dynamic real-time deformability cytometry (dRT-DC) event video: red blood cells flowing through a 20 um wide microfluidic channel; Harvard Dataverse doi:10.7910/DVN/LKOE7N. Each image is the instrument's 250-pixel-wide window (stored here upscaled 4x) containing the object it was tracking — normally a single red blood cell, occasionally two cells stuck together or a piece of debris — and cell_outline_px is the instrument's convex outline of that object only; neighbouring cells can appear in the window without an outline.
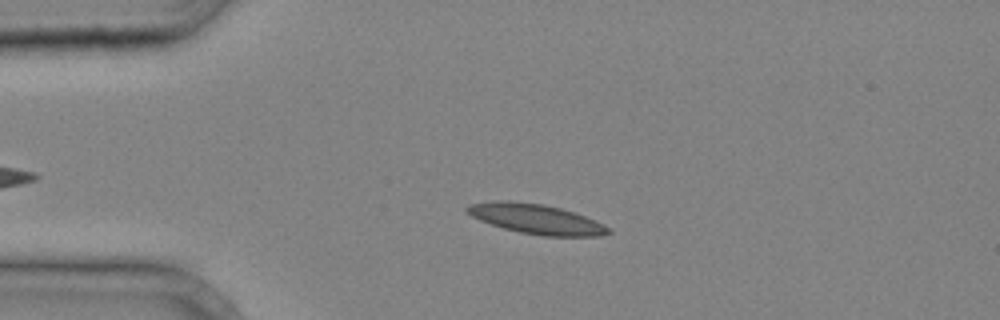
{"species": "common noctule bat (a hibernating species)", "species_latin": "Nyctalus noctula", "temperature_condition": "cold", "stored_images_in_passage": 37, "camera_frame_rate_fps": 3000, "um_per_image_px": 0.085, "animal": {"sex": "male", "body_mass_g": 20.4}, "frame": {"image": 1, "passage_image": 8, "time_ms": 2.333, "image_size_px": [1000, 320], "cell_outline_px": [[612, 232], [600, 236], [544, 236], [520, 232], [504, 228], [480, 220], [472, 216], [464, 208], [468, 204], [492, 200], [508, 200], [544, 204], [560, 208], [584, 216], [604, 224]], "centroid_in_image_um": [45.54, 18.6], "position_along_channel_um": 39.5, "area_um2": 24.45}}
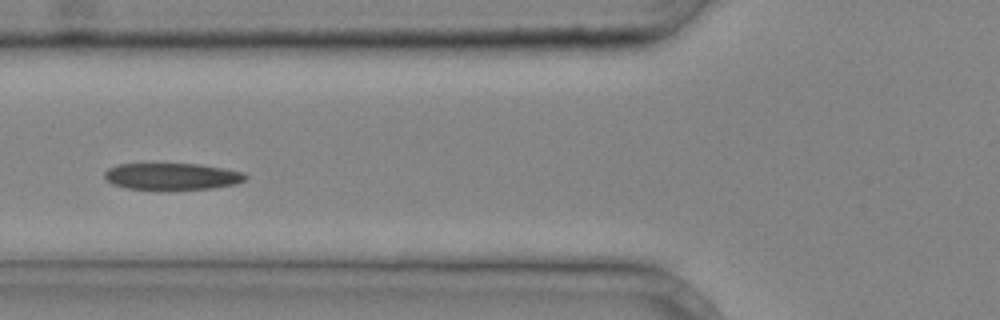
{"frame": {"image": 2, "passage_image": 14, "time_ms": 4.333, "image_size_px": [1000, 320], "cell_outline_px": [[248, 176], [244, 180], [236, 184], [212, 188], [168, 192], [160, 192], [128, 188], [112, 184], [104, 176], [104, 172], [108, 168], [120, 164], [200, 164], [224, 168], [244, 172]], "centroid_in_image_um": [14.63, 15.03], "position_along_channel_um": 111.2, "area_um2": 22.77}}
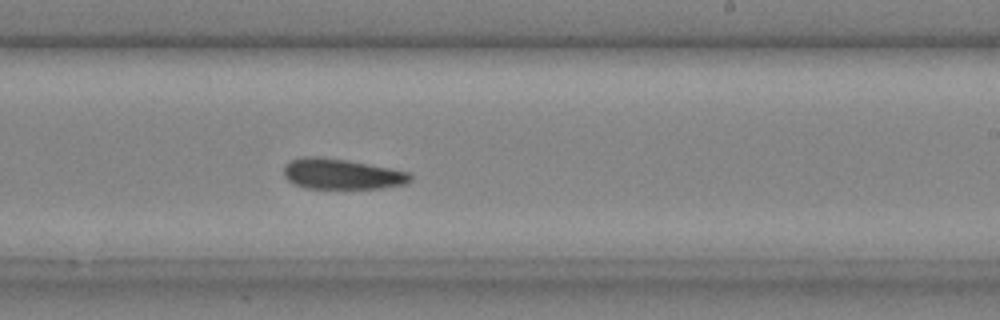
{"frame": {"image": 3, "passage_image": 23, "time_ms": 7.333, "image_size_px": [1000, 320], "cell_outline_px": [[412, 180], [408, 184], [380, 188], [308, 188], [296, 184], [288, 180], [284, 176], [284, 164], [288, 160], [304, 156], [320, 156], [348, 160], [408, 172], [412, 176]], "centroid_in_image_um": [29.03, 14.78], "position_along_channel_um": 260.0, "area_um2": 22.54}}